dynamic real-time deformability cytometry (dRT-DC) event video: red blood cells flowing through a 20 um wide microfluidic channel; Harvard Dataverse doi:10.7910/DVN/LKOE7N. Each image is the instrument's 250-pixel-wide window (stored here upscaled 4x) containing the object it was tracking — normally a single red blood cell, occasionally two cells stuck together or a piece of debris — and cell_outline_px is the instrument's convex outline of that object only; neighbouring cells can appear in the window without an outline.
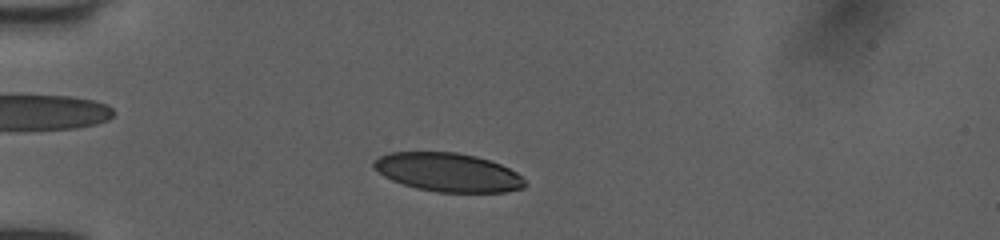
{"species": "human", "species_latin": "Homo sapiens", "temperature_condition": "room temperature", "stored_images_in_passage": 44, "camera_frame_rate_fps": 3000, "um_per_image_px": 0.085, "donor": {"sex": "female"}, "frame": {"image": 1, "passage_image": 7, "time_ms": 2.0, "image_size_px": [1000, 240], "cell_outline_px": [[528, 184], [524, 188], [504, 192], [436, 192], [416, 188], [392, 180], [384, 176], [372, 168], [372, 160], [388, 152], [456, 152], [476, 156], [500, 164], [516, 172]], "centroid_in_image_um": [38.05, 14.64], "position_along_channel_um": 47.0, "area_um2": 34.16}}
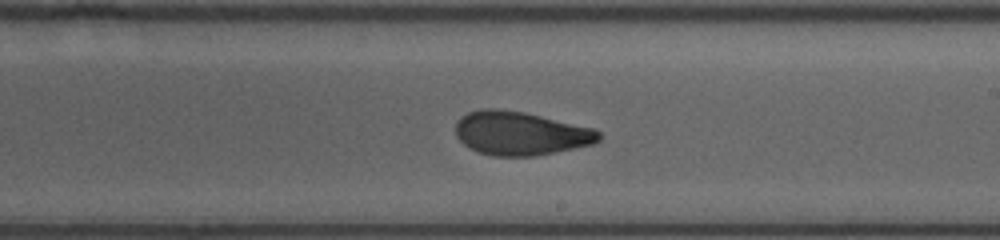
{"frame": {"image": 2, "passage_image": 24, "time_ms": 7.667, "image_size_px": [1000, 240], "cell_outline_px": [[600, 140], [592, 144], [536, 156], [492, 156], [476, 152], [468, 148], [456, 136], [456, 120], [460, 116], [468, 112], [484, 108], [496, 108], [524, 112], [592, 128], [600, 132]], "centroid_in_image_um": [44.18, 11.34], "position_along_channel_um": 244.8, "area_um2": 36.47}}
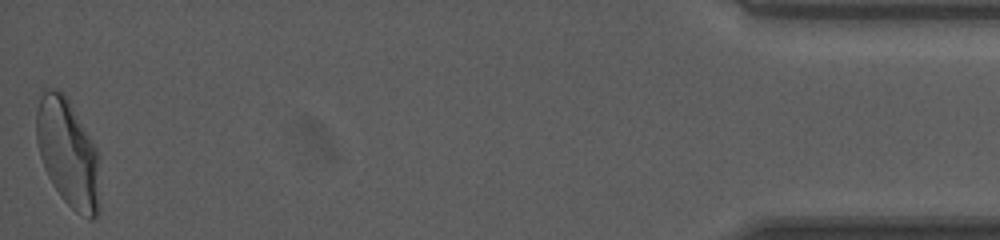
{"frame": {"image": 3, "passage_image": 44, "time_ms": 14.333, "image_size_px": [1000, 240], "cell_outline_px": [[100, 212], [92, 220], [88, 220], [76, 212], [60, 196], [48, 176], [44, 168], [40, 156], [36, 140], [36, 112], [40, 88], [56, 88], [64, 92], [96, 148], [100, 204]], "centroid_in_image_um": [5.74, 12.99], "position_along_channel_um": 429.5, "area_um2": 40.11}, "authors_computed_cell_mechanics": {"area_um2": 36.4429, "velocity_mm_per_s": 4.0275, "shape_relaxation_time_tau1_ms": 5.2176, "shape_relaxation_time_tau2_ms": 1.399, "deformation_change_tau1": 0.1771, "deformation_change_tau2": 0.0789}}